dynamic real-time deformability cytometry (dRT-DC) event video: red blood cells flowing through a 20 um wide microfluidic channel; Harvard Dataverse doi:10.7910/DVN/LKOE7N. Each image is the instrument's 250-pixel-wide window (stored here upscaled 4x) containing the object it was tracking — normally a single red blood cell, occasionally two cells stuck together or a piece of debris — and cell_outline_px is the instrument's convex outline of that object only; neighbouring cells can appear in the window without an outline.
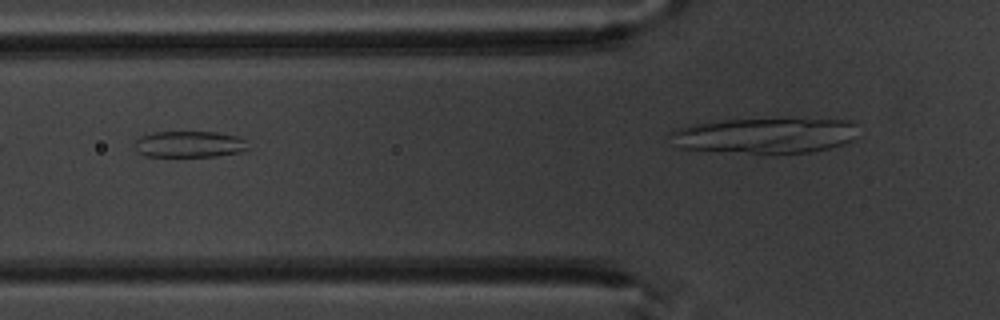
{"species": "common noctule bat (a hibernating species)", "species_latin": "Nyctalus noctula", "temperature_condition": "warm", "stored_images_in_passage": 6, "camera_frame_rate_fps": 3000, "um_per_image_px": 0.085, "animal": {"sex": "male", "body_mass_g": 20.1, "forearm_length_mm": 53.5}, "frame": {"image": 1, "passage_image": 5, "time_ms": 4.667, "image_size_px": [1000, 320], "cell_outline_px": [[248, 148], [240, 152], [216, 156], [144, 156], [136, 152], [132, 144], [140, 136], [156, 132], [216, 132], [236, 136], [248, 140]], "centroid_in_image_um": [16.06, 12.26], "position_along_channel_um": 109.7, "area_um2": 17.57}}